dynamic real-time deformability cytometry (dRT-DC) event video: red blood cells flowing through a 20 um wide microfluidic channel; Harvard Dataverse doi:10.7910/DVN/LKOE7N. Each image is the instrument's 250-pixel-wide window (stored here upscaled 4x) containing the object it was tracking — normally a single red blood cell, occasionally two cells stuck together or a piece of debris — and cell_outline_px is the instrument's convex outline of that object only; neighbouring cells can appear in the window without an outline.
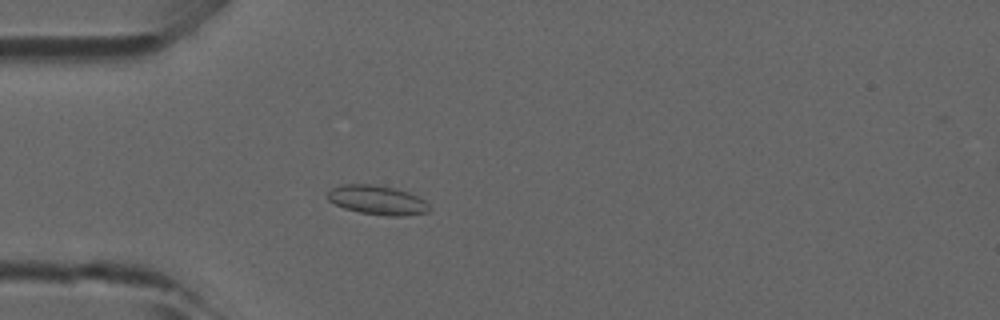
{"species": "common noctule bat (a hibernating species)", "species_latin": "Nyctalus noctula", "temperature_condition": "room temperature", "stored_images_in_passage": 48, "camera_frame_rate_fps": 3000, "um_per_image_px": 0.085, "animal": {"sex": "male", "forearm_length_mm": 52.5}, "frame": {"image": 1, "passage_image": 14, "time_ms": 4.333, "image_size_px": [1000, 320], "cell_outline_px": [[432, 208], [428, 212], [404, 216], [388, 216], [360, 212], [344, 208], [328, 200], [328, 192], [332, 188], [340, 184], [372, 184], [396, 188], [408, 192], [424, 200]], "centroid_in_image_um": [32.09, 17.0], "position_along_channel_um": 52.9, "area_um2": 17.34}}
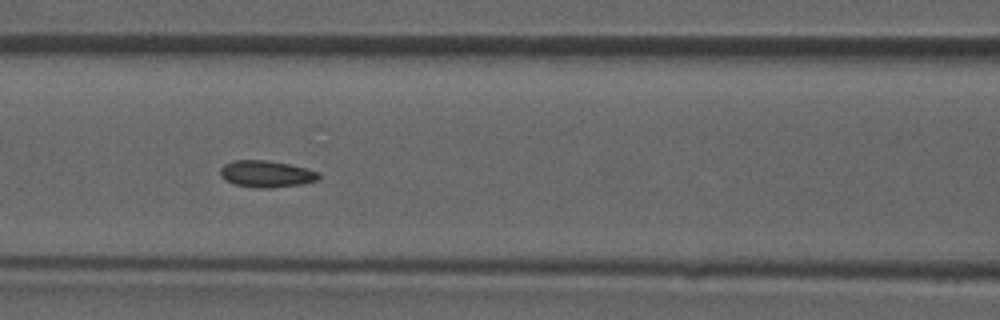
{"frame": {"image": 2, "passage_image": 21, "time_ms": 6.667, "image_size_px": [1000, 320], "cell_outline_px": [[320, 180], [304, 184], [272, 188], [256, 188], [232, 184], [224, 180], [220, 176], [220, 168], [224, 164], [232, 160], [268, 160], [288, 164], [320, 172]], "centroid_in_image_um": [22.63, 14.79], "position_along_channel_um": 144.0, "area_um2": 15.66}}